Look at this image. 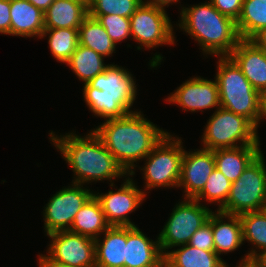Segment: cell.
<instances>
[{"label":"cell","instance_id":"1","mask_svg":"<svg viewBox=\"0 0 266 267\" xmlns=\"http://www.w3.org/2000/svg\"><path fill=\"white\" fill-rule=\"evenodd\" d=\"M93 131L130 176L135 175L137 162L142 161L167 133L145 118L141 111L107 119Z\"/></svg>","mask_w":266,"mask_h":267},{"label":"cell","instance_id":"2","mask_svg":"<svg viewBox=\"0 0 266 267\" xmlns=\"http://www.w3.org/2000/svg\"><path fill=\"white\" fill-rule=\"evenodd\" d=\"M54 133H49V139L72 169L75 176L72 183L85 185L108 180L114 187L115 178L128 176L93 130L83 137L75 132L60 136Z\"/></svg>","mask_w":266,"mask_h":267},{"label":"cell","instance_id":"3","mask_svg":"<svg viewBox=\"0 0 266 267\" xmlns=\"http://www.w3.org/2000/svg\"><path fill=\"white\" fill-rule=\"evenodd\" d=\"M180 10L177 27L194 38L205 55L229 56L241 40L236 21L221 14L210 1Z\"/></svg>","mask_w":266,"mask_h":267},{"label":"cell","instance_id":"4","mask_svg":"<svg viewBox=\"0 0 266 267\" xmlns=\"http://www.w3.org/2000/svg\"><path fill=\"white\" fill-rule=\"evenodd\" d=\"M128 69L110 64L106 70L85 83L84 101L94 116L107 119L123 117L131 110L137 96L136 81Z\"/></svg>","mask_w":266,"mask_h":267},{"label":"cell","instance_id":"5","mask_svg":"<svg viewBox=\"0 0 266 267\" xmlns=\"http://www.w3.org/2000/svg\"><path fill=\"white\" fill-rule=\"evenodd\" d=\"M215 79L218 84L220 107L247 118L254 126L259 111V95L240 67L230 56H217Z\"/></svg>","mask_w":266,"mask_h":267},{"label":"cell","instance_id":"6","mask_svg":"<svg viewBox=\"0 0 266 267\" xmlns=\"http://www.w3.org/2000/svg\"><path fill=\"white\" fill-rule=\"evenodd\" d=\"M263 154L261 152L231 183L226 203L218 211L241 215L266 209V164Z\"/></svg>","mask_w":266,"mask_h":267},{"label":"cell","instance_id":"7","mask_svg":"<svg viewBox=\"0 0 266 267\" xmlns=\"http://www.w3.org/2000/svg\"><path fill=\"white\" fill-rule=\"evenodd\" d=\"M182 144L181 138L167 132L143 159L145 166L139 168L143 171V178L146 181L145 190H152L156 187H178L184 154Z\"/></svg>","mask_w":266,"mask_h":267},{"label":"cell","instance_id":"8","mask_svg":"<svg viewBox=\"0 0 266 267\" xmlns=\"http://www.w3.org/2000/svg\"><path fill=\"white\" fill-rule=\"evenodd\" d=\"M204 129L201 145L208 150L260 144L254 125L223 107L214 111Z\"/></svg>","mask_w":266,"mask_h":267},{"label":"cell","instance_id":"9","mask_svg":"<svg viewBox=\"0 0 266 267\" xmlns=\"http://www.w3.org/2000/svg\"><path fill=\"white\" fill-rule=\"evenodd\" d=\"M179 201L157 239L165 255L169 249L188 244L192 235L208 221L212 209L194 199Z\"/></svg>","mask_w":266,"mask_h":267},{"label":"cell","instance_id":"10","mask_svg":"<svg viewBox=\"0 0 266 267\" xmlns=\"http://www.w3.org/2000/svg\"><path fill=\"white\" fill-rule=\"evenodd\" d=\"M130 24L137 50L175 43L174 28L164 8L142 3L130 16Z\"/></svg>","mask_w":266,"mask_h":267},{"label":"cell","instance_id":"11","mask_svg":"<svg viewBox=\"0 0 266 267\" xmlns=\"http://www.w3.org/2000/svg\"><path fill=\"white\" fill-rule=\"evenodd\" d=\"M93 194L90 189L75 183L57 191L43 207L46 235L69 230L75 215Z\"/></svg>","mask_w":266,"mask_h":267},{"label":"cell","instance_id":"12","mask_svg":"<svg viewBox=\"0 0 266 267\" xmlns=\"http://www.w3.org/2000/svg\"><path fill=\"white\" fill-rule=\"evenodd\" d=\"M50 238L46 256L72 267H96L95 239L69 230L47 235Z\"/></svg>","mask_w":266,"mask_h":267},{"label":"cell","instance_id":"13","mask_svg":"<svg viewBox=\"0 0 266 267\" xmlns=\"http://www.w3.org/2000/svg\"><path fill=\"white\" fill-rule=\"evenodd\" d=\"M128 176L118 191L110 189L105 194L94 192L111 226H137L131 222L128 215L139 208L147 197L146 191L139 189L130 175Z\"/></svg>","mask_w":266,"mask_h":267},{"label":"cell","instance_id":"14","mask_svg":"<svg viewBox=\"0 0 266 267\" xmlns=\"http://www.w3.org/2000/svg\"><path fill=\"white\" fill-rule=\"evenodd\" d=\"M171 104H177L183 110L203 112L206 109L220 107L219 91L216 79L211 81L200 76L187 79L165 99Z\"/></svg>","mask_w":266,"mask_h":267},{"label":"cell","instance_id":"15","mask_svg":"<svg viewBox=\"0 0 266 267\" xmlns=\"http://www.w3.org/2000/svg\"><path fill=\"white\" fill-rule=\"evenodd\" d=\"M215 169L214 152L205 148L187 152L181 162L178 187L184 188L185 199H194L204 188Z\"/></svg>","mask_w":266,"mask_h":267},{"label":"cell","instance_id":"16","mask_svg":"<svg viewBox=\"0 0 266 267\" xmlns=\"http://www.w3.org/2000/svg\"><path fill=\"white\" fill-rule=\"evenodd\" d=\"M124 267H161L164 255L159 241L149 239L137 226H126Z\"/></svg>","mask_w":266,"mask_h":267},{"label":"cell","instance_id":"17","mask_svg":"<svg viewBox=\"0 0 266 267\" xmlns=\"http://www.w3.org/2000/svg\"><path fill=\"white\" fill-rule=\"evenodd\" d=\"M229 56L257 91L266 90V52L249 39H241Z\"/></svg>","mask_w":266,"mask_h":267},{"label":"cell","instance_id":"18","mask_svg":"<svg viewBox=\"0 0 266 267\" xmlns=\"http://www.w3.org/2000/svg\"><path fill=\"white\" fill-rule=\"evenodd\" d=\"M208 221L212 224L214 250L219 257L236 251L244 244L239 215L225 214L217 210L216 213L213 211L210 214Z\"/></svg>","mask_w":266,"mask_h":267},{"label":"cell","instance_id":"19","mask_svg":"<svg viewBox=\"0 0 266 267\" xmlns=\"http://www.w3.org/2000/svg\"><path fill=\"white\" fill-rule=\"evenodd\" d=\"M102 234L95 239L96 267H124L126 226H110Z\"/></svg>","mask_w":266,"mask_h":267},{"label":"cell","instance_id":"20","mask_svg":"<svg viewBox=\"0 0 266 267\" xmlns=\"http://www.w3.org/2000/svg\"><path fill=\"white\" fill-rule=\"evenodd\" d=\"M261 144L215 149V167L231 182L236 181L248 165L262 152Z\"/></svg>","mask_w":266,"mask_h":267},{"label":"cell","instance_id":"21","mask_svg":"<svg viewBox=\"0 0 266 267\" xmlns=\"http://www.w3.org/2000/svg\"><path fill=\"white\" fill-rule=\"evenodd\" d=\"M11 36L39 37L44 31V12L27 0H10Z\"/></svg>","mask_w":266,"mask_h":267},{"label":"cell","instance_id":"22","mask_svg":"<svg viewBox=\"0 0 266 267\" xmlns=\"http://www.w3.org/2000/svg\"><path fill=\"white\" fill-rule=\"evenodd\" d=\"M239 217L242 223L243 242L248 241L253 247L251 246L252 249L235 267H250L251 263L266 251V209L246 212Z\"/></svg>","mask_w":266,"mask_h":267},{"label":"cell","instance_id":"23","mask_svg":"<svg viewBox=\"0 0 266 267\" xmlns=\"http://www.w3.org/2000/svg\"><path fill=\"white\" fill-rule=\"evenodd\" d=\"M87 16V3L81 0H55L44 12V27L79 29Z\"/></svg>","mask_w":266,"mask_h":267},{"label":"cell","instance_id":"24","mask_svg":"<svg viewBox=\"0 0 266 267\" xmlns=\"http://www.w3.org/2000/svg\"><path fill=\"white\" fill-rule=\"evenodd\" d=\"M110 226L100 202L93 194L75 215L69 231L97 239Z\"/></svg>","mask_w":266,"mask_h":267},{"label":"cell","instance_id":"25","mask_svg":"<svg viewBox=\"0 0 266 267\" xmlns=\"http://www.w3.org/2000/svg\"><path fill=\"white\" fill-rule=\"evenodd\" d=\"M178 247L164 255L166 267H229L215 251L202 250L188 244Z\"/></svg>","mask_w":266,"mask_h":267},{"label":"cell","instance_id":"26","mask_svg":"<svg viewBox=\"0 0 266 267\" xmlns=\"http://www.w3.org/2000/svg\"><path fill=\"white\" fill-rule=\"evenodd\" d=\"M79 44L90 48L103 57L113 56L116 45L107 34L102 24L88 15L78 29Z\"/></svg>","mask_w":266,"mask_h":267},{"label":"cell","instance_id":"27","mask_svg":"<svg viewBox=\"0 0 266 267\" xmlns=\"http://www.w3.org/2000/svg\"><path fill=\"white\" fill-rule=\"evenodd\" d=\"M104 58L94 50L78 44L75 52L65 64L85 84L106 70L110 65L104 64Z\"/></svg>","mask_w":266,"mask_h":267},{"label":"cell","instance_id":"28","mask_svg":"<svg viewBox=\"0 0 266 267\" xmlns=\"http://www.w3.org/2000/svg\"><path fill=\"white\" fill-rule=\"evenodd\" d=\"M46 36L52 56L61 63L70 59L79 44L78 29L45 28L40 39Z\"/></svg>","mask_w":266,"mask_h":267},{"label":"cell","instance_id":"29","mask_svg":"<svg viewBox=\"0 0 266 267\" xmlns=\"http://www.w3.org/2000/svg\"><path fill=\"white\" fill-rule=\"evenodd\" d=\"M241 39H250L266 27V0H243L241 14L236 21Z\"/></svg>","mask_w":266,"mask_h":267},{"label":"cell","instance_id":"30","mask_svg":"<svg viewBox=\"0 0 266 267\" xmlns=\"http://www.w3.org/2000/svg\"><path fill=\"white\" fill-rule=\"evenodd\" d=\"M231 181L221 173L216 167L209 176L202 191L194 198V200L209 203H218L219 210L225 203L229 196ZM204 198V199H203Z\"/></svg>","mask_w":266,"mask_h":267},{"label":"cell","instance_id":"31","mask_svg":"<svg viewBox=\"0 0 266 267\" xmlns=\"http://www.w3.org/2000/svg\"><path fill=\"white\" fill-rule=\"evenodd\" d=\"M142 3V0H90L88 15L95 19L108 14L130 18Z\"/></svg>","mask_w":266,"mask_h":267},{"label":"cell","instance_id":"32","mask_svg":"<svg viewBox=\"0 0 266 267\" xmlns=\"http://www.w3.org/2000/svg\"><path fill=\"white\" fill-rule=\"evenodd\" d=\"M98 21L102 24L107 34L115 45L123 42L125 39H131L130 18L122 17L116 14L101 15Z\"/></svg>","mask_w":266,"mask_h":267},{"label":"cell","instance_id":"33","mask_svg":"<svg viewBox=\"0 0 266 267\" xmlns=\"http://www.w3.org/2000/svg\"><path fill=\"white\" fill-rule=\"evenodd\" d=\"M188 245L202 250L215 251L212 224L207 221L198 228L190 238Z\"/></svg>","mask_w":266,"mask_h":267},{"label":"cell","instance_id":"34","mask_svg":"<svg viewBox=\"0 0 266 267\" xmlns=\"http://www.w3.org/2000/svg\"><path fill=\"white\" fill-rule=\"evenodd\" d=\"M221 13L237 21L242 10L243 0H209Z\"/></svg>","mask_w":266,"mask_h":267},{"label":"cell","instance_id":"35","mask_svg":"<svg viewBox=\"0 0 266 267\" xmlns=\"http://www.w3.org/2000/svg\"><path fill=\"white\" fill-rule=\"evenodd\" d=\"M10 0H0V33L11 35Z\"/></svg>","mask_w":266,"mask_h":267},{"label":"cell","instance_id":"36","mask_svg":"<svg viewBox=\"0 0 266 267\" xmlns=\"http://www.w3.org/2000/svg\"><path fill=\"white\" fill-rule=\"evenodd\" d=\"M266 119V90L261 91L259 95V111H258V117L255 124V130L256 133L258 132V127L260 125L261 120Z\"/></svg>","mask_w":266,"mask_h":267},{"label":"cell","instance_id":"37","mask_svg":"<svg viewBox=\"0 0 266 267\" xmlns=\"http://www.w3.org/2000/svg\"><path fill=\"white\" fill-rule=\"evenodd\" d=\"M249 40L266 52V27L256 32Z\"/></svg>","mask_w":266,"mask_h":267},{"label":"cell","instance_id":"38","mask_svg":"<svg viewBox=\"0 0 266 267\" xmlns=\"http://www.w3.org/2000/svg\"><path fill=\"white\" fill-rule=\"evenodd\" d=\"M38 266L39 267H72L70 265L62 264L53 260H50L45 254L38 255Z\"/></svg>","mask_w":266,"mask_h":267},{"label":"cell","instance_id":"39","mask_svg":"<svg viewBox=\"0 0 266 267\" xmlns=\"http://www.w3.org/2000/svg\"><path fill=\"white\" fill-rule=\"evenodd\" d=\"M144 4L151 5V6H157L166 9L165 7L172 5L173 3H177L180 0H142Z\"/></svg>","mask_w":266,"mask_h":267},{"label":"cell","instance_id":"40","mask_svg":"<svg viewBox=\"0 0 266 267\" xmlns=\"http://www.w3.org/2000/svg\"><path fill=\"white\" fill-rule=\"evenodd\" d=\"M32 3L35 7L40 9L42 12H45L48 7L55 1V0H27Z\"/></svg>","mask_w":266,"mask_h":267},{"label":"cell","instance_id":"41","mask_svg":"<svg viewBox=\"0 0 266 267\" xmlns=\"http://www.w3.org/2000/svg\"><path fill=\"white\" fill-rule=\"evenodd\" d=\"M250 267H266V251L261 253L252 263Z\"/></svg>","mask_w":266,"mask_h":267},{"label":"cell","instance_id":"42","mask_svg":"<svg viewBox=\"0 0 266 267\" xmlns=\"http://www.w3.org/2000/svg\"><path fill=\"white\" fill-rule=\"evenodd\" d=\"M81 1H83V2H85L87 4H89V2H90V0H81Z\"/></svg>","mask_w":266,"mask_h":267}]
</instances>
